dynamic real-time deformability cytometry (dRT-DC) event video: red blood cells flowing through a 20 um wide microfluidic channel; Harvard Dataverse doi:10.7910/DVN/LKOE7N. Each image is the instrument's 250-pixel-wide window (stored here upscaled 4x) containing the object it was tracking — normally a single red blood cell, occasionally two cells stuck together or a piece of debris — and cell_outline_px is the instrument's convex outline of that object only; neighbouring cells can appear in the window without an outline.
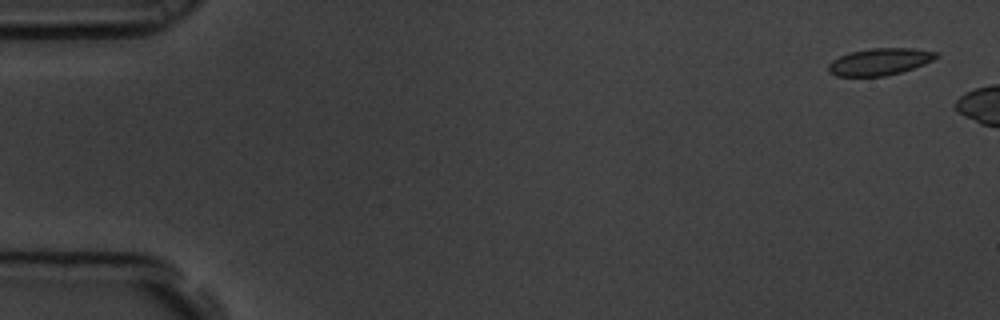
{"species": "common noctule bat (a hibernating species)", "species_latin": "Nyctalus noctula", "temperature_condition": "room temperature", "stored_images_in_passage": 3, "camera_frame_rate_fps": 3000, "um_per_image_px": 0.085, "animal": {"sex": "male", "body_mass_g": 19.5, "forearm_length_mm": 54.6}, "frame": {"image": 1, "passage_image": 1, "time_ms": 0.0, "image_size_px": [1000, 320], "cell_outline_px": [[940, 56], [924, 64], [900, 72], [884, 76], [836, 76], [828, 72], [828, 64], [832, 60], [848, 52], [868, 48], [912, 48], [936, 52]], "centroid_in_image_um": [74.74, 5.24], "position_along_channel_um": 10.3, "area_um2": 16.94}}